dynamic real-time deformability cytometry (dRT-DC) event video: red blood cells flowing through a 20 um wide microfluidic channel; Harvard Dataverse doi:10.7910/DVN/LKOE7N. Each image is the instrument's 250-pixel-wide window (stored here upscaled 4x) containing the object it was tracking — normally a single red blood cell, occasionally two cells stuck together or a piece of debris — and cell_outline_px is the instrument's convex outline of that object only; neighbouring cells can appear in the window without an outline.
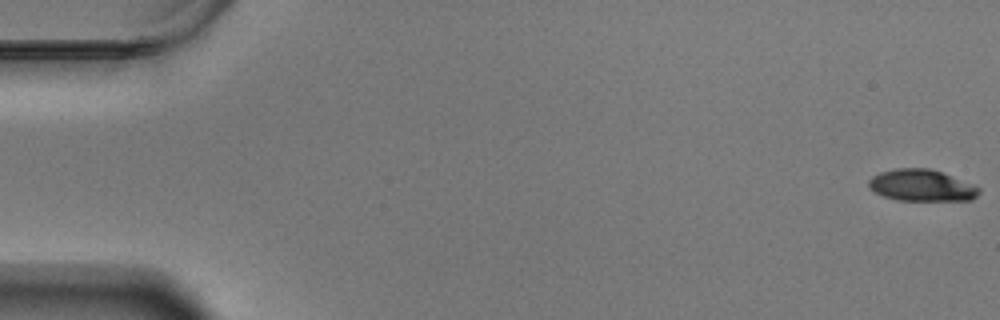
{"species": "Egyptian fruit bat (a non-hibernating species)", "species_latin": "Rousettus aegyptiacus", "temperature_condition": "warm", "stored_images_in_passage": 59, "camera_frame_rate_fps": 3000, "um_per_image_px": 0.085, "animal": {"sex": "male"}, "frame": {"image": 1, "passage_image": 1, "time_ms": 0.0, "image_size_px": [1000, 320], "cell_outline_px": [[980, 192], [972, 200], [896, 200], [884, 196], [868, 188], [868, 180], [872, 176], [880, 172], [896, 168], [928, 168], [940, 172], [972, 184], [980, 188]], "centroid_in_image_um": [78.3, 15.76], "position_along_channel_um": 6.7, "area_um2": 20.17}}
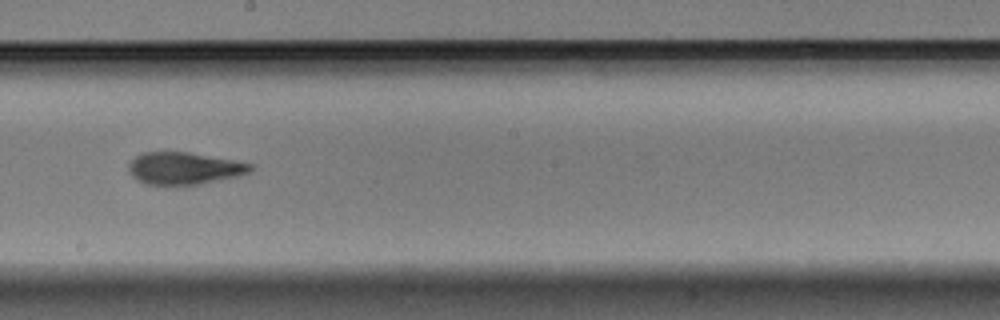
{"frame": {"image": 2, "passage_image": 34, "time_ms": 11.0, "image_size_px": [1000, 320], "cell_outline_px": [[256, 164], [248, 172], [236, 176], [200, 184], [164, 188], [144, 184], [136, 180], [128, 172], [128, 164], [136, 156], [144, 152], [188, 152]], "centroid_in_image_um": [15.58, 14.35], "position_along_channel_um": 232.6, "area_um2": 23.47}}
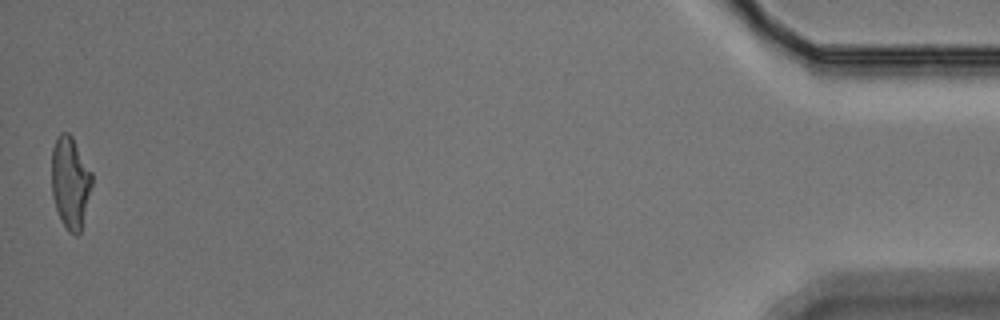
{"frame": {"image": 3, "passage_image": 59, "time_ms": 19.333, "image_size_px": [1000, 320], "cell_outline_px": [[92, 184], [80, 232], [76, 236], [68, 232], [56, 208], [52, 196], [52, 148], [56, 136], [60, 132], [68, 132], [72, 136], [92, 172]], "centroid_in_image_um": [5.97, 15.47], "position_along_channel_um": 429.2, "area_um2": 21.5}, "authors_computed_cell_mechanics": {"area_um2": 22.3108, "velocity_mm_per_s": 3.4592, "shape_relaxation_time_tau1_ms": 5.5016, "shape_relaxation_time_tau2_ms": 3.0792, "deformation_change_tau1": 0.1825, "deformation_change_tau2": 0.1128}}